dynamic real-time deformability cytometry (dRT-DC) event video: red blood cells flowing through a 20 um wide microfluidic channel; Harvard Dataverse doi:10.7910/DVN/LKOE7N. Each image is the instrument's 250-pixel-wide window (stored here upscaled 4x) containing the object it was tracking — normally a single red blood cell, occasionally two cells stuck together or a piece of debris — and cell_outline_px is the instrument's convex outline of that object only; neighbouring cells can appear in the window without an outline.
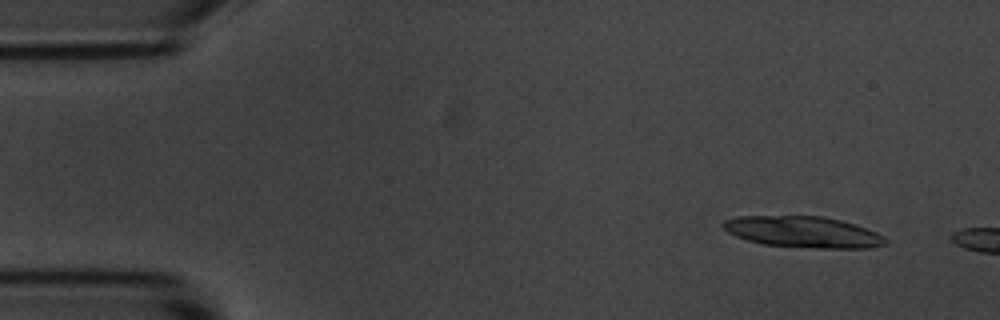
{"species": "common noctule bat (a hibernating species)", "species_latin": "Nyctalus noctula", "temperature_condition": "room temperature", "stored_images_in_passage": 2, "camera_frame_rate_fps": 3000, "um_per_image_px": 0.085, "animal": {"sex": "male", "body_mass_g": 20.1, "forearm_length_mm": 53.5}, "frame": {"image": 1, "passage_image": 1, "time_ms": 0.0, "image_size_px": [1000, 320], "cell_outline_px": [[888, 244], [868, 248], [820, 248], [764, 244], [748, 240], [736, 236], [728, 232], [720, 224], [724, 220], [736, 216], [824, 216], [856, 224], [876, 232], [884, 236], [888, 240]], "centroid_in_image_um": [68.29, 19.71], "position_along_channel_um": 16.7, "area_um2": 29.54}}